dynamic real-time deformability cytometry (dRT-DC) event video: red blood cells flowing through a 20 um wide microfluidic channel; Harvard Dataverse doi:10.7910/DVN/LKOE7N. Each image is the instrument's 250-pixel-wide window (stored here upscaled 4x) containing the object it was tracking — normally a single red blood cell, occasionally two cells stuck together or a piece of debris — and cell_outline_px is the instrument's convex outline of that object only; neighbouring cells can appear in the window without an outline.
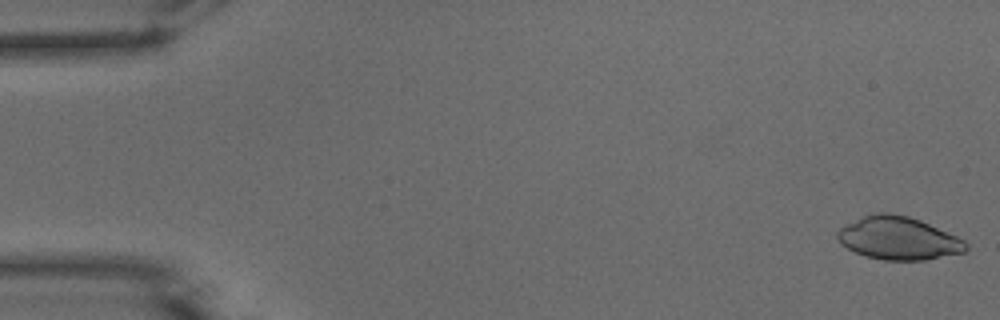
{"species": "common noctule bat (a hibernating species)", "species_latin": "Nyctalus noctula", "temperature_condition": "warm", "stored_images_in_passage": 51, "camera_frame_rate_fps": 3000, "um_per_image_px": 0.085, "animal": {"sex": "male", "body_mass_g": 15.6}, "frame": {"image": 1, "passage_image": 1, "time_ms": 0.0, "image_size_px": [1000, 320], "cell_outline_px": [[968, 248], [964, 252], [924, 260], [884, 260], [864, 256], [840, 244], [836, 236], [836, 232], [840, 228], [864, 216], [876, 212], [888, 212], [908, 216], [920, 220], [956, 236], [964, 240], [968, 244]], "centroid_in_image_um": [76.35, 20.25], "position_along_channel_um": 8.6, "area_um2": 31.96}}